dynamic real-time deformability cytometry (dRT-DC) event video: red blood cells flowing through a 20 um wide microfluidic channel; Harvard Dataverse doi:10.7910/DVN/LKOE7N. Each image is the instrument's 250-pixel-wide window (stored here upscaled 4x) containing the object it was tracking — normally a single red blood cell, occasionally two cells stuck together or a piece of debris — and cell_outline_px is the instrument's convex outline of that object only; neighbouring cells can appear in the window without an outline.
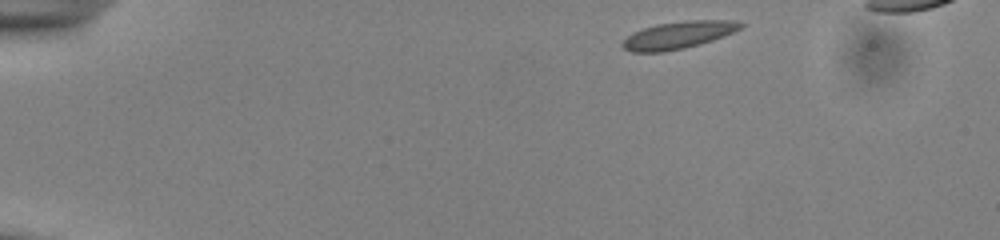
{"species": "common noctule bat (a hibernating species)", "species_latin": "Nyctalus noctula", "temperature_condition": "cold", "stored_images_in_passage": 44, "camera_frame_rate_fps": 3000, "um_per_image_px": 0.085, "animal": {"sex": "male", "body_mass_g": 13.0, "forearm_length_mm": 53.1}, "frame": {"image": 1, "passage_image": 1, "time_ms": 0.0, "image_size_px": [1000, 240], "cell_outline_px": [[744, 24], [740, 28], [724, 36], [700, 44], [684, 48], [664, 52], [632, 52], [624, 48], [620, 44], [632, 32], [656, 24], [684, 20], [732, 20]], "centroid_in_image_um": [57.63, 2.98], "position_along_channel_um": 27.4, "area_um2": 18.73}}
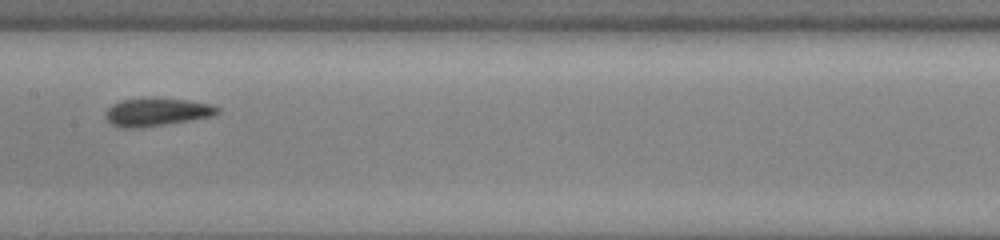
{"frame": {"image": 2, "passage_image": 21, "time_ms": 6.667, "image_size_px": [1000, 240], "cell_outline_px": [[220, 112], [212, 116], [140, 128], [120, 128], [112, 124], [104, 116], [104, 112], [112, 104], [120, 100], [144, 96], [152, 96], [188, 100], [212, 104], [220, 108]], "centroid_in_image_um": [13.28, 9.48], "position_along_channel_um": 194.1, "area_um2": 18.79}}
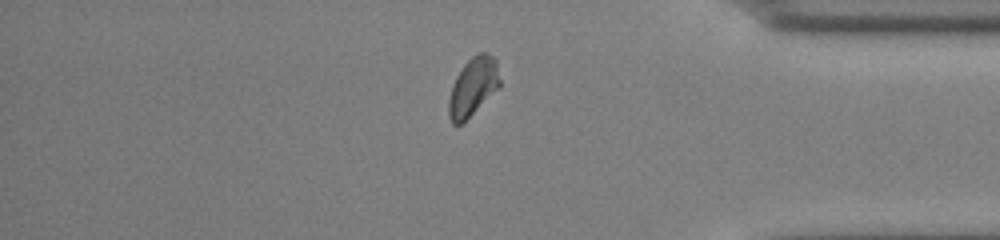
{"frame": {"image": 3, "passage_image": 38, "time_ms": 12.333, "image_size_px": [1000, 240], "cell_outline_px": [[500, 88], [460, 124], [452, 124], [448, 116], [448, 100], [452, 84], [456, 76], [464, 64], [472, 56], [480, 52], [488, 52], [496, 60], [500, 80]], "centroid_in_image_um": [40.2, 7.36], "position_along_channel_um": 395.0, "area_um2": 17.4}}